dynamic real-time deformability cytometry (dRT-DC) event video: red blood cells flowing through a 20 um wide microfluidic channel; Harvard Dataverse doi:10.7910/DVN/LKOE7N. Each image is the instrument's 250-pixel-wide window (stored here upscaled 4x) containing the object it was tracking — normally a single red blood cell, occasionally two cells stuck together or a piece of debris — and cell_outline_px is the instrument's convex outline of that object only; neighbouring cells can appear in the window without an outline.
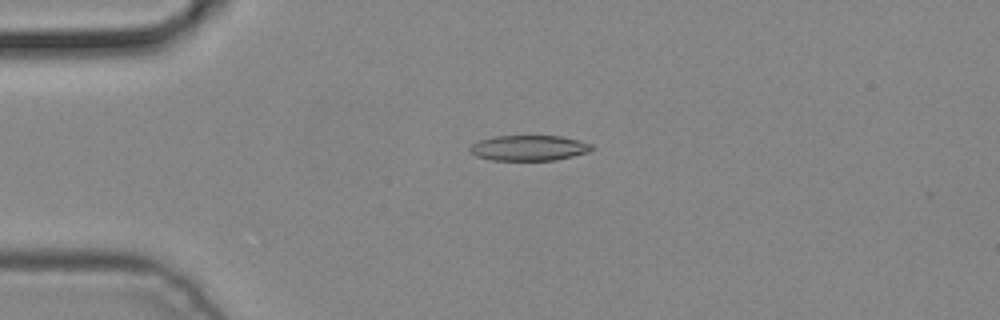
{"species": "common noctule bat (a hibernating species)", "species_latin": "Nyctalus noctula", "temperature_condition": "cold", "stored_images_in_passage": 4, "camera_frame_rate_fps": 3000, "um_per_image_px": 0.085, "animal": {"sex": "male", "body_mass_g": 19.2, "forearm_length_mm": 51.8}, "frame": {"image": 1, "passage_image": 3, "time_ms": 0.667, "image_size_px": [1000, 320], "cell_outline_px": [[592, 148], [588, 152], [556, 160], [492, 160], [476, 156], [468, 148], [472, 144], [480, 140], [492, 136], [560, 136], [580, 140], [592, 144]], "centroid_in_image_um": [44.95, 12.57], "position_along_channel_um": 40.0, "area_um2": 17.98}}